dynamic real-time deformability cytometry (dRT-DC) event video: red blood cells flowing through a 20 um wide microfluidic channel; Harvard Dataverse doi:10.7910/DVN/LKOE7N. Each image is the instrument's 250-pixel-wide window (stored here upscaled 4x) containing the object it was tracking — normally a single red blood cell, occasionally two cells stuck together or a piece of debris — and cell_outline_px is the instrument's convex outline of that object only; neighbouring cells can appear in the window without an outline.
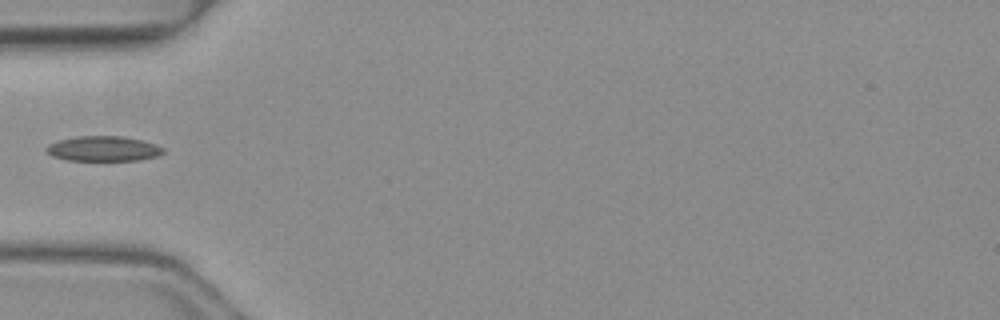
{"species": "common noctule bat (a hibernating species)", "species_latin": "Nyctalus noctula", "temperature_condition": "warm", "stored_images_in_passage": 3, "camera_frame_rate_fps": 3000, "um_per_image_px": 0.085, "animal": {"sex": "female", "body_mass_g": 19.3, "forearm_length_mm": 54.1}, "frame": {"image": 1, "passage_image": 2, "time_ms": 0.333, "image_size_px": [1000, 320], "cell_outline_px": [[164, 152], [160, 156], [140, 160], [68, 160], [52, 156], [44, 152], [44, 148], [48, 144], [60, 140], [76, 136], [120, 136], [144, 140], [156, 144], [164, 148]], "centroid_in_image_um": [8.79, 12.64], "position_along_channel_um": 76.2, "area_um2": 17.28}}
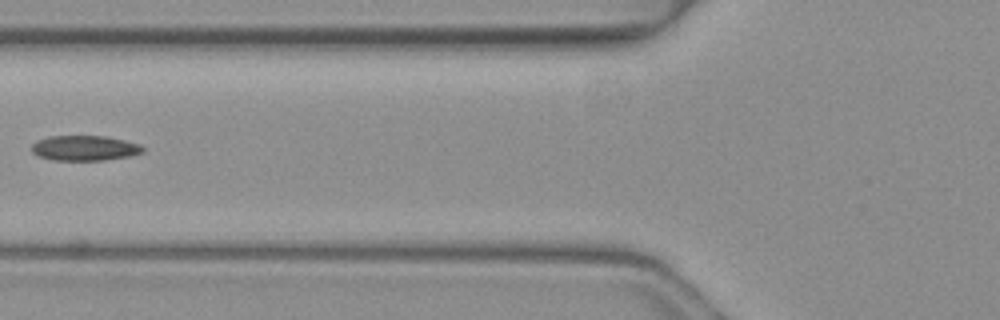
{"frame": {"image": 2, "passage_image": 3, "time_ms": 0.667, "image_size_px": [1000, 320], "cell_outline_px": [[144, 152], [128, 156], [104, 160], [52, 160], [36, 156], [32, 152], [32, 144], [36, 140], [48, 136], [104, 136], [124, 140], [140, 144], [144, 148]], "centroid_in_image_um": [7.16, 12.58], "position_along_channel_um": 118.6, "area_um2": 16.36}}